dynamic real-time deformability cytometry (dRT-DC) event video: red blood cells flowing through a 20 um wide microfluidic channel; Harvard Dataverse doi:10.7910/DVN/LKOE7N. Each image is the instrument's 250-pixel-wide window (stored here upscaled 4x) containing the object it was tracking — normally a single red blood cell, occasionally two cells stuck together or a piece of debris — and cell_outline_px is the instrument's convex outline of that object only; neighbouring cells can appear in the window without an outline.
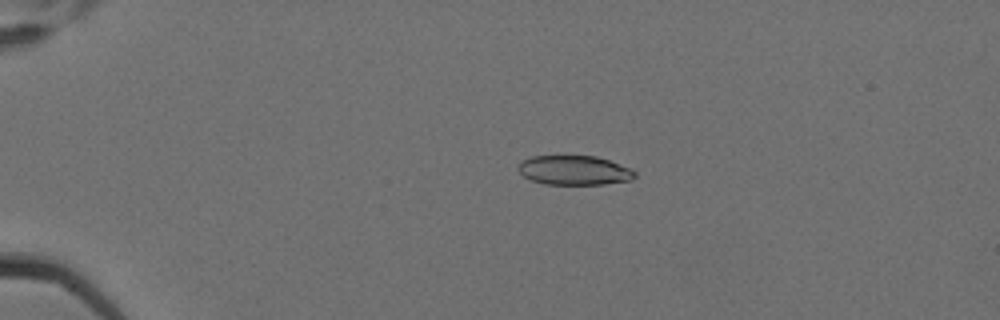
{"species": "Egyptian fruit bat (a non-hibernating species)", "species_latin": "Rousettus aegyptiacus", "temperature_condition": "cold", "stored_images_in_passage": 11, "camera_frame_rate_fps": 3000, "um_per_image_px": 0.085, "animal": {"sex": "female"}, "frame": {"image": 1, "passage_image": 4, "time_ms": 1.0, "image_size_px": [1000, 320], "cell_outline_px": [[636, 176], [632, 180], [604, 184], [544, 184], [532, 180], [524, 176], [516, 168], [524, 160], [532, 156], [596, 156], [632, 168], [636, 172]], "centroid_in_image_um": [48.85, 14.48], "position_along_channel_um": 36.2, "area_um2": 19.94}}
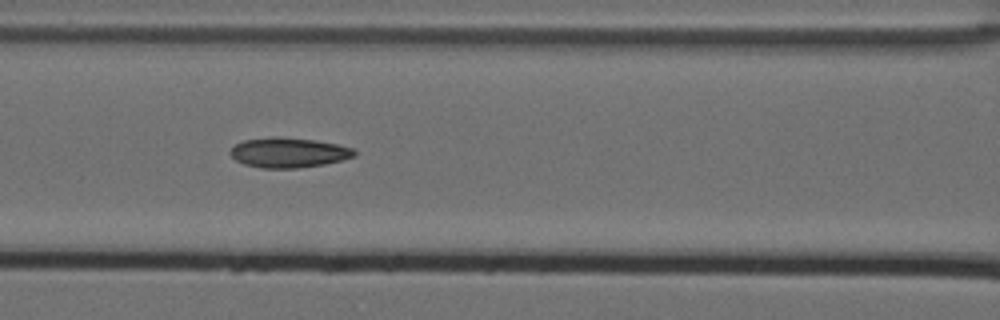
{"frame": {"image": 2, "passage_image": 8, "time_ms": 2.333, "image_size_px": [1000, 320], "cell_outline_px": [[356, 156], [344, 160], [324, 164], [296, 168], [260, 168], [244, 164], [236, 160], [228, 152], [236, 144], [244, 140], [276, 136], [316, 140], [336, 144], [352, 148], [356, 152]], "centroid_in_image_um": [24.54, 12.97], "position_along_channel_um": 142.1, "area_um2": 21.68}}
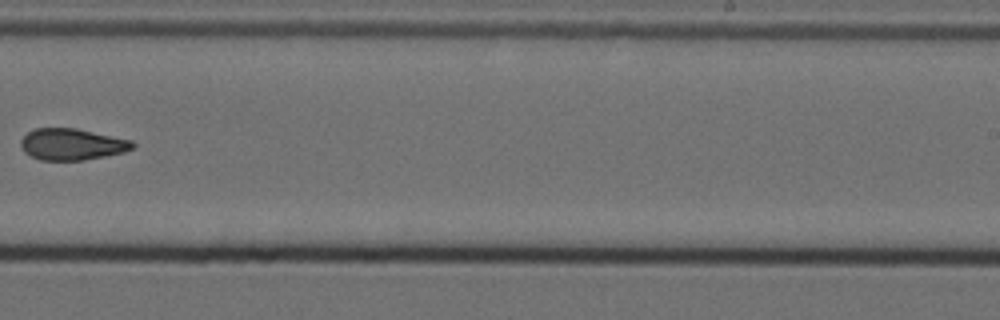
{"frame": {"image": 3, "passage_image": 11, "time_ms": 3.333, "image_size_px": [1000, 320], "cell_outline_px": [[136, 148], [124, 152], [84, 160], [40, 160], [28, 156], [24, 152], [20, 144], [20, 140], [28, 132], [36, 128], [76, 128], [132, 140], [136, 144]], "centroid_in_image_um": [6.12, 12.27], "position_along_channel_um": 282.9, "area_um2": 20.69}}